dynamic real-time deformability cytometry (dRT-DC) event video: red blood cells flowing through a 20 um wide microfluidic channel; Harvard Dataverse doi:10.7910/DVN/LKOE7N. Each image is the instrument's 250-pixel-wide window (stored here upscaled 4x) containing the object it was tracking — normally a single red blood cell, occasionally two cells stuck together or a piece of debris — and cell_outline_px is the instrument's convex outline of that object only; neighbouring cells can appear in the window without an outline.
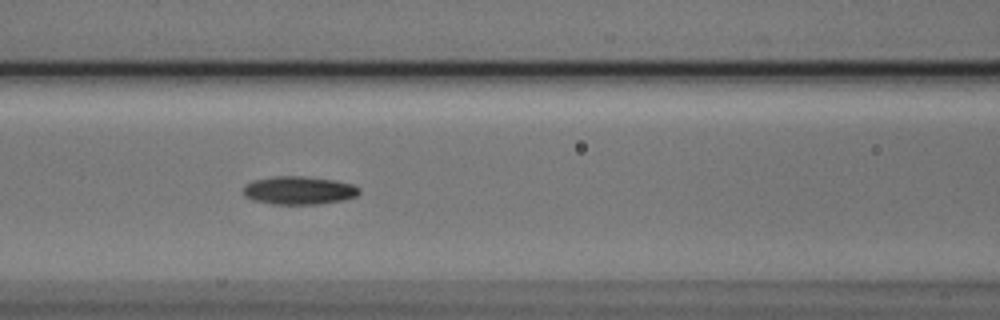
{"species": "Egyptian fruit bat (a non-hibernating species)", "species_latin": "Rousettus aegyptiacus", "temperature_condition": "cold", "stored_images_in_passage": 42, "camera_frame_rate_fps": 3000, "um_per_image_px": 0.085, "animal": {"sex": "male"}, "frame": {"image": 1, "passage_image": 10, "time_ms": 3.0, "image_size_px": [1000, 320], "cell_outline_px": [[360, 192], [356, 196], [344, 200], [320, 204], [272, 204], [252, 200], [244, 196], [244, 184], [256, 180], [276, 176], [300, 176], [332, 180], [352, 184], [360, 188]], "centroid_in_image_um": [25.4, 16.19], "position_along_channel_um": 141.2, "area_um2": 18.96}}
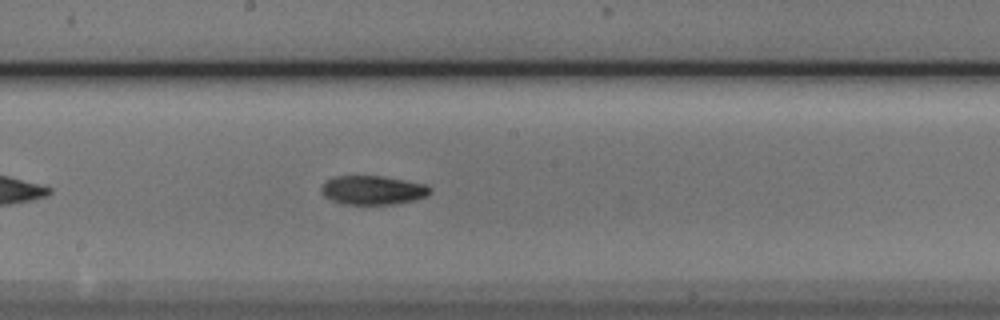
{"frame": {"image": 2, "passage_image": 16, "time_ms": 5.0, "image_size_px": [1000, 320], "cell_outline_px": [[432, 192], [428, 196], [416, 200], [396, 204], [344, 204], [332, 200], [324, 196], [320, 192], [320, 188], [324, 180], [332, 176], [384, 176], [428, 184], [432, 188]], "centroid_in_image_um": [31.71, 16.15], "position_along_channel_um": 216.5, "area_um2": 18.84}}
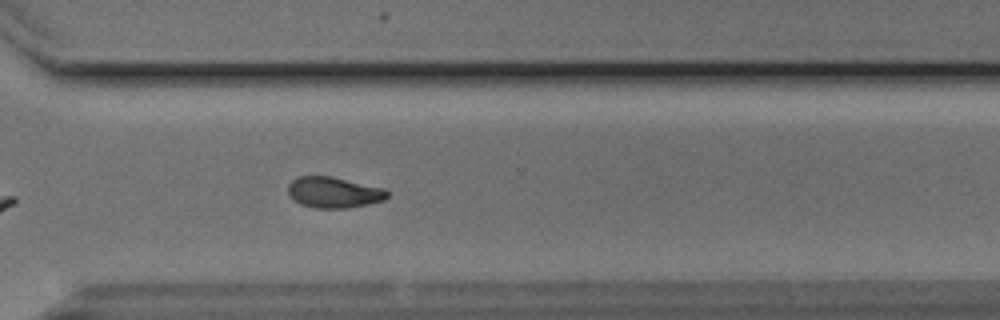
{"frame": {"image": 3, "passage_image": 26, "time_ms": 8.333, "image_size_px": [1000, 320], "cell_outline_px": [[388, 196], [384, 200], [368, 204], [348, 208], [316, 208], [300, 204], [288, 192], [288, 184], [292, 180], [300, 176], [332, 176], [384, 188], [388, 192]], "centroid_in_image_um": [28.39, 16.35], "position_along_channel_um": 342.2, "area_um2": 17.8}, "authors_computed_cell_mechanics": {"area_um2": 18.1781, "velocity_mm_per_s": 3.772, "shape_relaxation_time_tau1_ms": 6.8968, "shape_relaxation_time_tau2_ms": 5.7971, "deformation_change_tau1": 0.1646, "deformation_change_tau2": 0.0845}}